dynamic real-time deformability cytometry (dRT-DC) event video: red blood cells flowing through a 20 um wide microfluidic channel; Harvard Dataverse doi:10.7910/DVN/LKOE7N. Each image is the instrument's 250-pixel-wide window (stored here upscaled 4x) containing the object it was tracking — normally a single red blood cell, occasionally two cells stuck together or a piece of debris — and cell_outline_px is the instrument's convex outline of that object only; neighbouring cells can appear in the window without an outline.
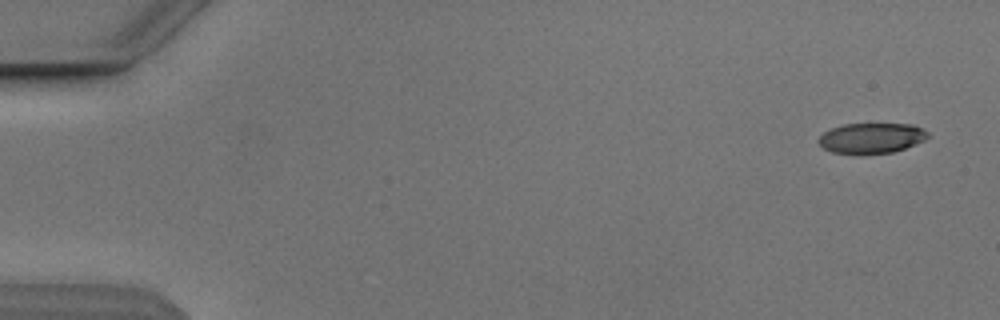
{"species": "Egyptian fruit bat (a non-hibernating species)", "species_latin": "Rousettus aegyptiacus", "temperature_condition": "cold", "stored_images_in_passage": 5, "camera_frame_rate_fps": 3000, "um_per_image_px": 0.085, "animal": {"sex": "male"}, "frame": {"image": 1, "passage_image": 1, "time_ms": 0.0, "image_size_px": [1000, 320], "cell_outline_px": [[928, 136], [924, 140], [904, 148], [892, 152], [832, 152], [824, 148], [816, 140], [824, 132], [832, 128], [844, 124], [912, 124], [928, 132]], "centroid_in_image_um": [74.06, 11.7], "position_along_channel_um": 10.9, "area_um2": 18.67}}
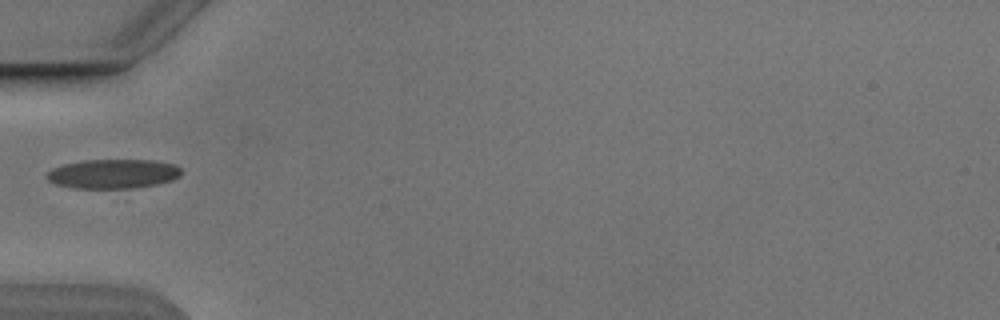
{"frame": {"image": 2, "passage_image": 5, "time_ms": 5.333, "image_size_px": [1000, 320], "cell_outline_px": [[180, 176], [172, 180], [156, 184], [136, 188], [72, 188], [56, 184], [48, 180], [44, 176], [52, 168], [64, 164], [84, 160], [152, 160], [176, 164], [180, 168]], "centroid_in_image_um": [9.6, 14.77], "position_along_channel_um": 75.4, "area_um2": 23.06}}